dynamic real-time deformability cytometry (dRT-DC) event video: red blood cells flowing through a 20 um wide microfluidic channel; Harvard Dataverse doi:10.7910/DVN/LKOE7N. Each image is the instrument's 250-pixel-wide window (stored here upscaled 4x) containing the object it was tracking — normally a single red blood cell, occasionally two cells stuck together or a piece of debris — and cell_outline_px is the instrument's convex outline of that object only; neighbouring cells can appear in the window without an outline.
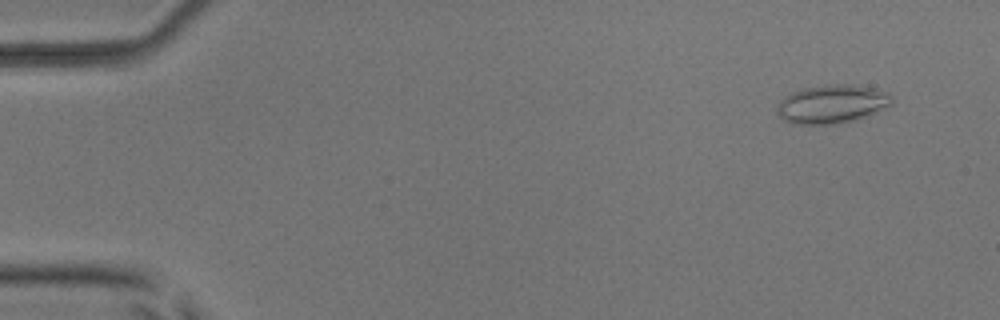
{"species": "common noctule bat (a hibernating species)", "species_latin": "Nyctalus noctula", "temperature_condition": "room temperature", "stored_images_in_passage": 53, "camera_frame_rate_fps": 3000, "um_per_image_px": 0.085, "animal": {"sex": "male", "body_mass_g": 17.9, "forearm_length_mm": 54.2}, "frame": {"image": 1, "passage_image": 4, "time_ms": 1.0, "image_size_px": [1000, 320], "cell_outline_px": [[892, 104], [864, 116], [852, 120], [836, 124], [792, 124], [780, 116], [776, 112], [776, 104], [780, 100], [792, 92], [804, 88], [828, 84], [852, 84], [872, 88], [888, 92], [892, 96]], "centroid_in_image_um": [70.68, 8.83], "position_along_channel_um": 14.3, "area_um2": 25.61}}
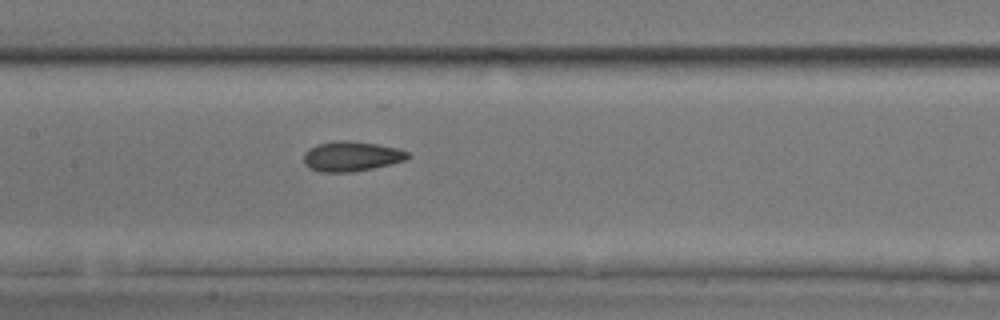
{"frame": {"image": 2, "passage_image": 26, "time_ms": 8.333, "image_size_px": [1000, 320], "cell_outline_px": [[412, 156], [404, 160], [372, 168], [352, 172], [320, 172], [308, 168], [304, 164], [304, 152], [308, 148], [316, 144], [336, 140], [344, 140], [376, 144], [396, 148], [408, 152]], "centroid_in_image_um": [29.81, 13.28], "position_along_channel_um": 177.6, "area_um2": 18.15}}
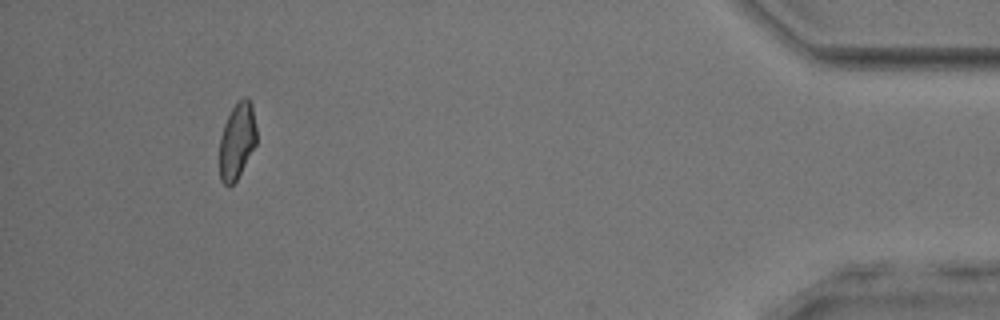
{"frame": {"image": 3, "passage_image": 49, "time_ms": 16.0, "image_size_px": [1000, 320], "cell_outline_px": [[256, 144], [236, 180], [232, 184], [224, 184], [220, 180], [220, 136], [224, 124], [232, 108], [244, 96], [248, 96], [252, 104], [256, 128]], "centroid_in_image_um": [20.15, 11.94], "position_along_channel_um": 415.0, "area_um2": 16.24}, "authors_computed_cell_mechanics": {"area_um2": 17.8602, "velocity_mm_per_s": 3.9358, "shape_relaxation_time_tau1_ms": 5.0664, "shape_relaxation_time_tau2_ms": 1.3616, "deformation_change_tau1": 0.1489, "deformation_change_tau2": 0.0787}}